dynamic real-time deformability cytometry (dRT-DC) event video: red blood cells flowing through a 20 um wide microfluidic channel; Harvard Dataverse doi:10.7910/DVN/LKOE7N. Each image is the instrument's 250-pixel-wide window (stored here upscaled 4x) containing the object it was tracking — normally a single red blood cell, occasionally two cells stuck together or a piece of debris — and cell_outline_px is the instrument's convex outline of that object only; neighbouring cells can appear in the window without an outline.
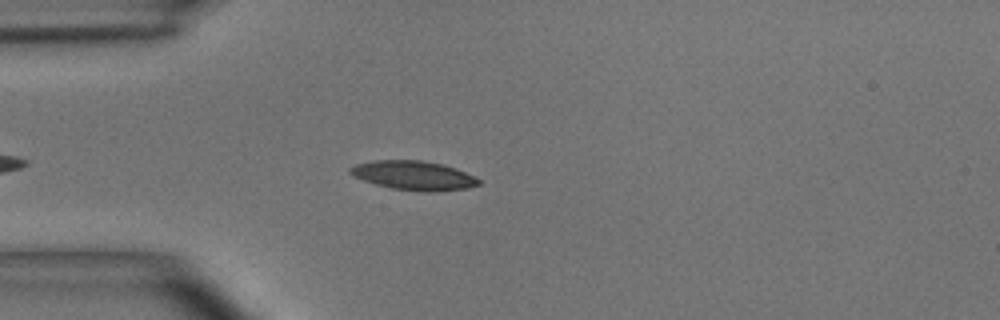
{"species": "common noctule bat (a hibernating species)", "species_latin": "Nyctalus noctula", "temperature_condition": "room temperature", "stored_images_in_passage": 43, "camera_frame_rate_fps": 3000, "um_per_image_px": 0.085, "animal": {"sex": "male", "body_mass_g": 15.6}, "frame": {"image": 1, "passage_image": 7, "time_ms": 2.0, "image_size_px": [1000, 320], "cell_outline_px": [[480, 184], [468, 188], [428, 192], [424, 192], [392, 188], [376, 184], [364, 180], [348, 172], [348, 168], [356, 164], [372, 160], [424, 160], [444, 164], [456, 168], [480, 180]], "centroid_in_image_um": [35.16, 14.9], "position_along_channel_um": 49.8, "area_um2": 21.73}}
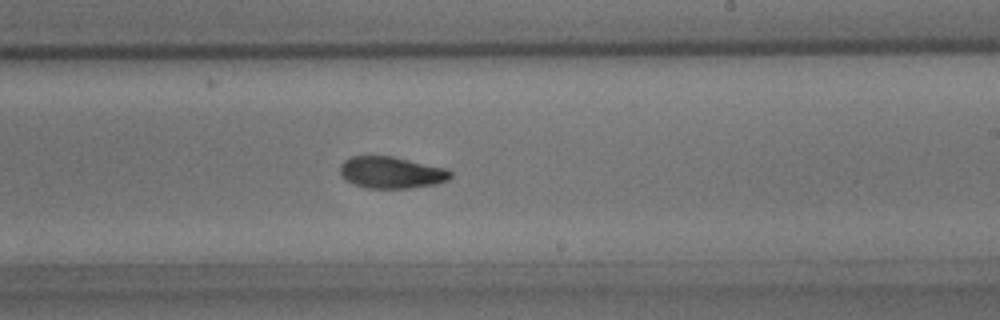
{"frame": {"image": 2, "passage_image": 23, "time_ms": 7.333, "image_size_px": [1000, 320], "cell_outline_px": [[452, 176], [448, 180], [436, 184], [408, 188], [368, 188], [356, 184], [340, 176], [340, 164], [344, 160], [352, 156], [392, 156], [444, 168], [452, 172]], "centroid_in_image_um": [33.25, 14.66], "position_along_channel_um": 255.7, "area_um2": 20.23}}
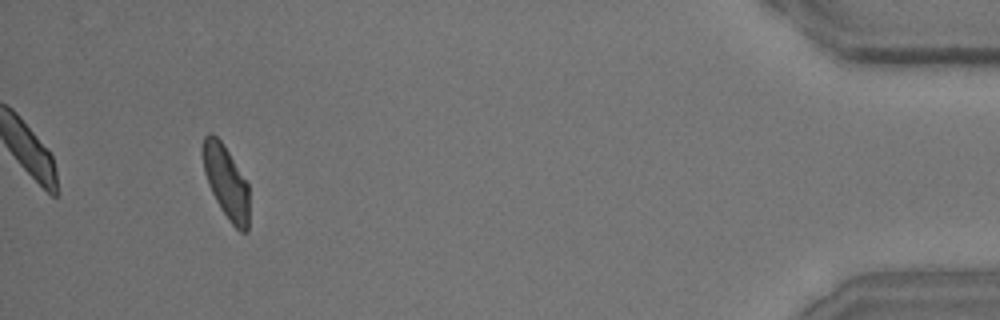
{"frame": {"image": 3, "passage_image": 40, "time_ms": 13.0, "image_size_px": [1000, 320], "cell_outline_px": [[248, 232], [240, 232], [228, 220], [220, 208], [208, 184], [204, 172], [200, 152], [204, 136], [208, 132], [212, 132], [220, 140], [228, 152], [248, 184]], "centroid_in_image_um": [19.18, 15.44], "position_along_channel_um": 416.0, "area_um2": 19.77}, "authors_computed_cell_mechanics": {"area_um2": 20.7502, "velocity_mm_per_s": 4.0394, "shape_relaxation_time_tau1_ms": 3.584, "shape_relaxation_time_tau2_ms": 2.7428, "deformation_change_tau1": 0.1369, "deformation_change_tau2": 0.0669}}